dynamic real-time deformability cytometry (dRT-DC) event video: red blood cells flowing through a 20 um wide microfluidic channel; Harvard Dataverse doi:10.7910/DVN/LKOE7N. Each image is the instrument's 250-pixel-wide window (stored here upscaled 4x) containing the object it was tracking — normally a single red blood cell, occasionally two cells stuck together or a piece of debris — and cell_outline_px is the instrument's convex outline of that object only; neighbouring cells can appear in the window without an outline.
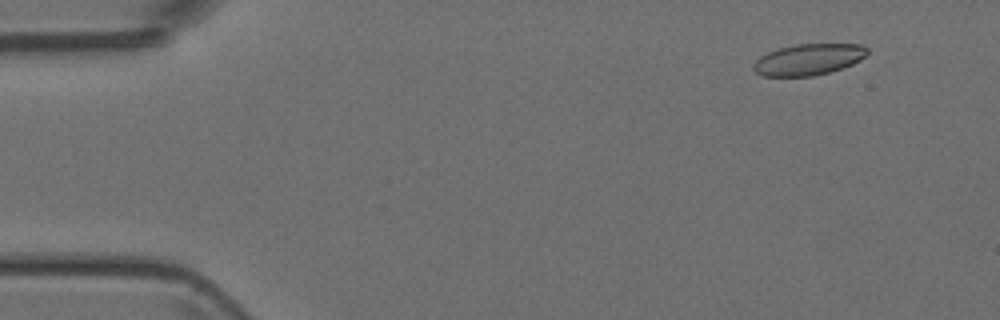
{"species": "Egyptian fruit bat (a non-hibernating species)", "species_latin": "Rousettus aegyptiacus", "temperature_condition": "room temperature", "stored_images_in_passage": 4, "camera_frame_rate_fps": 3000, "um_per_image_px": 0.085, "animal": {"sex": "female"}, "frame": {"image": 1, "passage_image": 1, "time_ms": 0.0, "image_size_px": [1000, 320], "cell_outline_px": [[868, 52], [860, 60], [852, 64], [828, 72], [812, 76], [764, 76], [756, 72], [752, 68], [752, 64], [760, 56], [776, 48], [792, 44], [864, 44], [868, 48]], "centroid_in_image_um": [68.69, 5.04], "position_along_channel_um": 16.3, "area_um2": 20.81}}
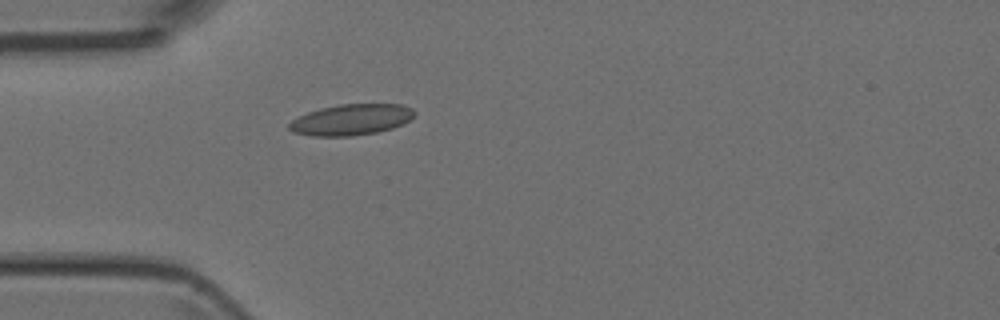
{"frame": {"image": 2, "passage_image": 4, "time_ms": 3.333, "image_size_px": [1000, 320], "cell_outline_px": [[416, 112], [404, 124], [392, 128], [376, 132], [352, 136], [312, 136], [292, 132], [288, 128], [288, 124], [292, 120], [308, 112], [320, 108], [340, 104], [404, 104], [412, 108]], "centroid_in_image_um": [29.85, 10.17], "position_along_channel_um": 55.1, "area_um2": 22.66}}